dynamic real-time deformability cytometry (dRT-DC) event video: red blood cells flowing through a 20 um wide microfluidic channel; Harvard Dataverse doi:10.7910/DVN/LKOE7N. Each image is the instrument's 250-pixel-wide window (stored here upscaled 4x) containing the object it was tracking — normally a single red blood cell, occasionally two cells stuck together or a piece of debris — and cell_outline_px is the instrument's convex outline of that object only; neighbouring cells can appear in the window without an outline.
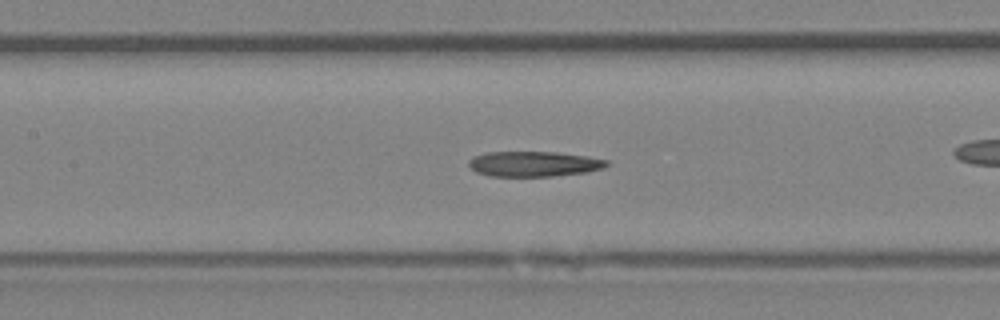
{"species": "Egyptian fruit bat (a non-hibernating species)", "species_latin": "Rousettus aegyptiacus", "temperature_condition": "room temperature", "stored_images_in_passage": 49, "camera_frame_rate_fps": 3000, "um_per_image_px": 0.085, "animal": {"sex": "female"}, "frame": {"image": 1, "passage_image": 22, "time_ms": 7.0, "image_size_px": [1000, 320], "cell_outline_px": [[608, 164], [604, 168], [588, 172], [552, 176], [492, 176], [476, 172], [468, 164], [468, 160], [472, 156], [488, 152], [556, 152], [588, 156], [608, 160]], "centroid_in_image_um": [45.39, 13.93], "position_along_channel_um": 162.0, "area_um2": 20.35}}
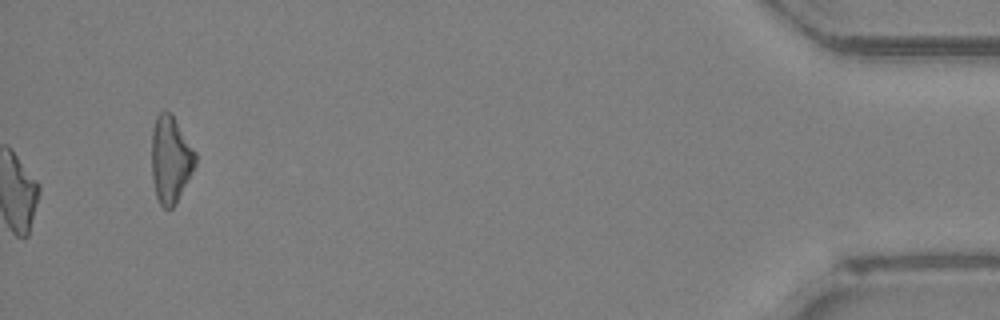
{"frame": {"image": 2, "passage_image": 49, "time_ms": 16.0, "image_size_px": [1000, 320], "cell_outline_px": [[196, 164], [172, 208], [164, 208], [160, 204], [156, 196], [152, 176], [152, 128], [156, 116], [160, 112], [172, 112], [196, 152]], "centroid_in_image_um": [14.49, 13.49], "position_along_channel_um": 420.7, "area_um2": 21.96}}